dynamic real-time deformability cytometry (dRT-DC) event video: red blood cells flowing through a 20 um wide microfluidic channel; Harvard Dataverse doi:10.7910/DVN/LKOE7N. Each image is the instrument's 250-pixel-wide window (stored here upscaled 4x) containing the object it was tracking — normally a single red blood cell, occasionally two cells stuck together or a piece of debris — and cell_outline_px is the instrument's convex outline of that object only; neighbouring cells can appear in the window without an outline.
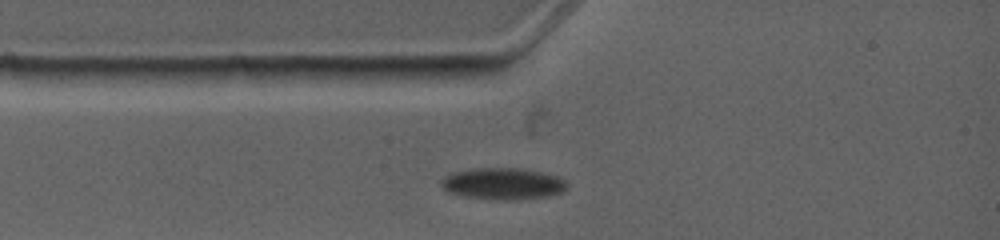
{"species": "common noctule bat (a hibernating species)", "species_latin": "Nyctalus noctula", "temperature_condition": "warm", "stored_images_in_passage": 1, "camera_frame_rate_fps": 4500, "um_per_image_px": 0.085, "animal": {"sex": "female", "body_mass_g": 19.0, "forearm_length_mm": 53.3}, "frame": {"image": 1, "passage_image": 1, "time_ms": 0.0, "image_size_px": [1000, 240], "cell_outline_px": [[568, 188], [560, 192], [548, 196], [520, 200], [504, 200], [464, 196], [452, 192], [444, 188], [440, 184], [440, 180], [444, 176], [452, 172], [480, 168], [520, 168], [540, 172], [556, 176], [564, 180], [568, 184]], "centroid_in_image_um": [42.76, 15.61], "position_along_channel_um": 42.2, "area_um2": 23.0}}